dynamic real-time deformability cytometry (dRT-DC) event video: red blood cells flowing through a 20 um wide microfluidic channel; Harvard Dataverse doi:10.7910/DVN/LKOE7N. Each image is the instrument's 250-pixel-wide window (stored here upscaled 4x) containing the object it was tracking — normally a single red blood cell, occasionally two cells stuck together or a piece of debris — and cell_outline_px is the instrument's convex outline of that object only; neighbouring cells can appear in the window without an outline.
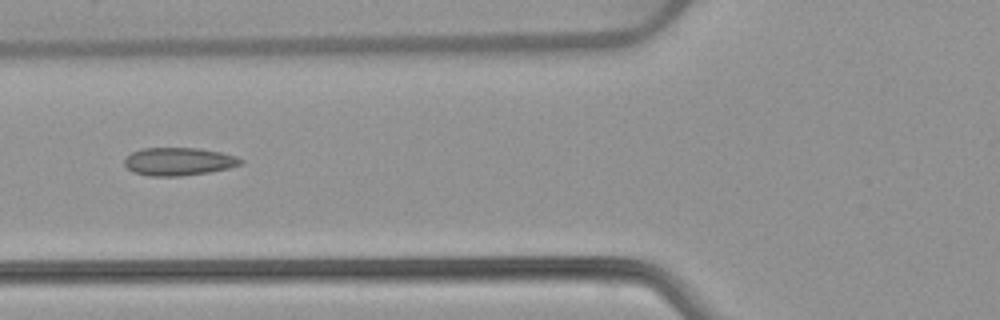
{"species": "common noctule bat (a hibernating species)", "species_latin": "Nyctalus noctula", "temperature_condition": "warm", "stored_images_in_passage": 6, "camera_frame_rate_fps": 3000, "um_per_image_px": 0.085, "animal": {"sex": "female", "body_mass_g": 22.7, "forearm_length_mm": 54.2}, "frame": {"image": 1, "passage_image": 5, "time_ms": 1.333, "image_size_px": [1000, 320], "cell_outline_px": [[244, 164], [228, 168], [208, 172], [180, 176], [148, 176], [132, 172], [124, 164], [124, 160], [132, 152], [144, 148], [200, 148], [220, 152], [236, 156], [244, 160]], "centroid_in_image_um": [15.2, 13.73], "position_along_channel_um": 110.6, "area_um2": 18.96}}
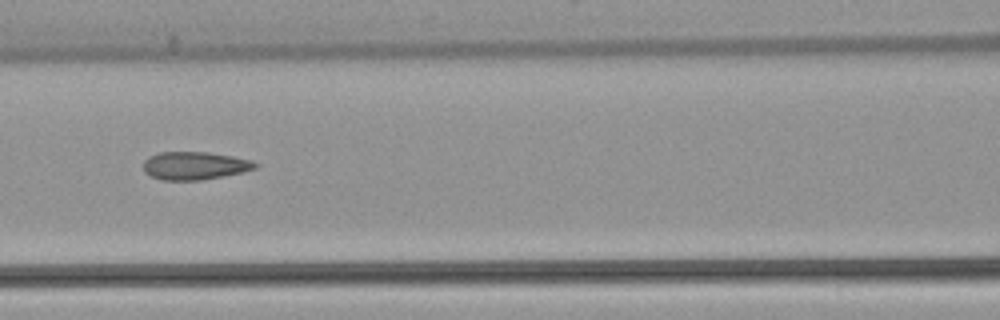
{"frame": {"image": 2, "passage_image": 6, "time_ms": 1.667, "image_size_px": [1000, 320], "cell_outline_px": [[260, 164], [256, 168], [244, 172], [200, 180], [160, 180], [144, 172], [144, 160], [148, 156], [160, 152], [208, 152], [232, 156], [252, 160]], "centroid_in_image_um": [16.56, 14.08], "position_along_channel_um": 150.0, "area_um2": 18.32}}